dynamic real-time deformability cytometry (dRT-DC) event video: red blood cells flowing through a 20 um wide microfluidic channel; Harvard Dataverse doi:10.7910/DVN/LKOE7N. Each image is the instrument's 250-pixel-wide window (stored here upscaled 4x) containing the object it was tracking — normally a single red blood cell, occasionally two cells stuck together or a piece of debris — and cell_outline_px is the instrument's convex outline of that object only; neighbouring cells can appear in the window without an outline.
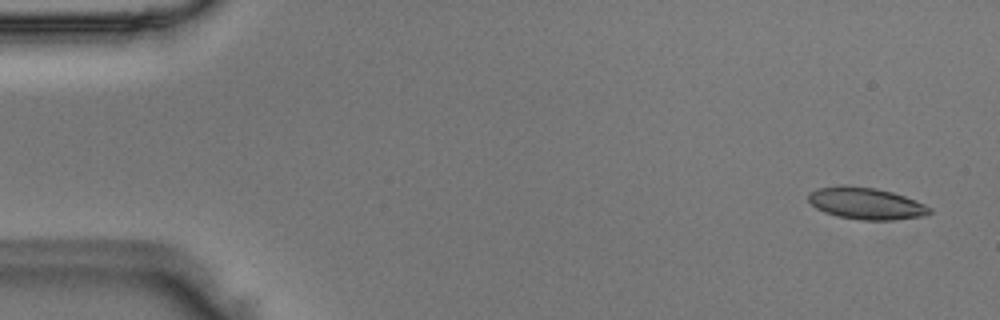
{"species": "Egyptian fruit bat (a non-hibernating species)", "species_latin": "Rousettus aegyptiacus", "temperature_condition": "room temperature", "stored_images_in_passage": 51, "camera_frame_rate_fps": 3000, "um_per_image_px": 0.085, "animal": {"sex": "male"}, "frame": {"image": 1, "passage_image": 3, "time_ms": 0.667, "image_size_px": [1000, 320], "cell_outline_px": [[932, 212], [924, 216], [892, 220], [860, 220], [836, 216], [824, 212], [816, 208], [808, 200], [808, 192], [816, 188], [876, 188], [892, 192], [904, 196], [924, 204], [932, 208]], "centroid_in_image_um": [73.65, 17.34], "position_along_channel_um": 11.4, "area_um2": 21.85}}
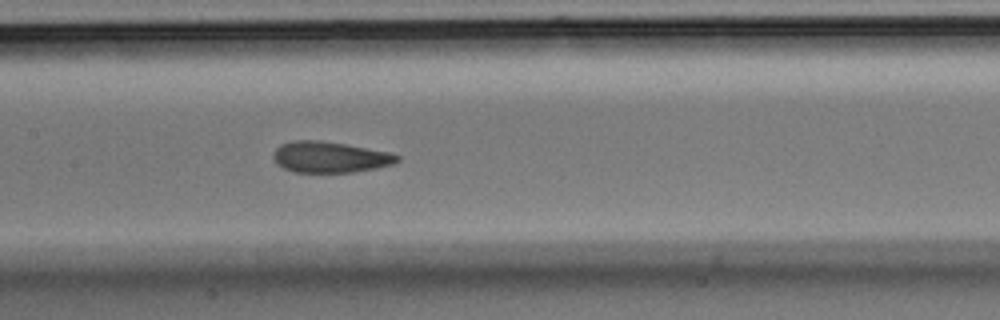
{"frame": {"image": 2, "passage_image": 25, "time_ms": 8.0, "image_size_px": [1000, 320], "cell_outline_px": [[400, 160], [392, 164], [376, 168], [352, 172], [296, 172], [284, 168], [276, 164], [272, 156], [276, 148], [280, 144], [292, 140], [320, 140], [344, 144], [388, 152], [400, 156]], "centroid_in_image_um": [28.0, 13.35], "position_along_channel_um": 179.4, "area_um2": 22.31}}
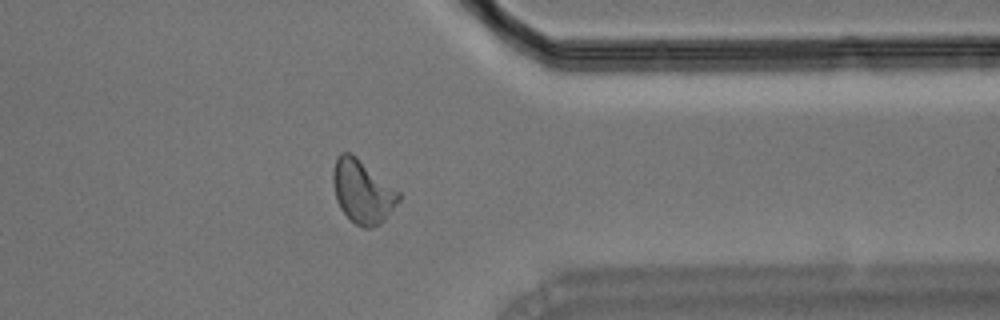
{"frame": {"image": 3, "passage_image": 41, "time_ms": 13.333, "image_size_px": [1000, 320], "cell_outline_px": [[400, 200], [384, 220], [380, 224], [372, 228], [364, 228], [356, 224], [340, 208], [336, 200], [332, 180], [332, 172], [336, 156], [340, 152], [352, 152], [400, 192]], "centroid_in_image_um": [30.8, 16.25], "position_along_channel_um": 380.6, "area_um2": 24.33}}